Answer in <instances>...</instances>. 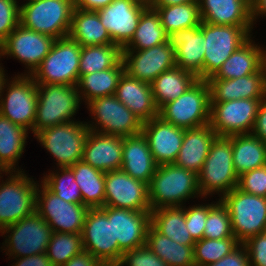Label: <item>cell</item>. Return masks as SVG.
<instances>
[{"mask_svg":"<svg viewBox=\"0 0 266 266\" xmlns=\"http://www.w3.org/2000/svg\"><path fill=\"white\" fill-rule=\"evenodd\" d=\"M148 190L151 210L180 207L184 200L200 195L198 174L175 163L160 165L152 176Z\"/></svg>","mask_w":266,"mask_h":266,"instance_id":"obj_1","label":"cell"},{"mask_svg":"<svg viewBox=\"0 0 266 266\" xmlns=\"http://www.w3.org/2000/svg\"><path fill=\"white\" fill-rule=\"evenodd\" d=\"M74 0H31L20 6V24L55 39L68 36Z\"/></svg>","mask_w":266,"mask_h":266,"instance_id":"obj_2","label":"cell"},{"mask_svg":"<svg viewBox=\"0 0 266 266\" xmlns=\"http://www.w3.org/2000/svg\"><path fill=\"white\" fill-rule=\"evenodd\" d=\"M82 46L69 36L54 41L50 52L30 75L37 85L77 86Z\"/></svg>","mask_w":266,"mask_h":266,"instance_id":"obj_3","label":"cell"},{"mask_svg":"<svg viewBox=\"0 0 266 266\" xmlns=\"http://www.w3.org/2000/svg\"><path fill=\"white\" fill-rule=\"evenodd\" d=\"M38 87V102L33 133L71 121L79 109L80 94L77 86L41 84Z\"/></svg>","mask_w":266,"mask_h":266,"instance_id":"obj_4","label":"cell"},{"mask_svg":"<svg viewBox=\"0 0 266 266\" xmlns=\"http://www.w3.org/2000/svg\"><path fill=\"white\" fill-rule=\"evenodd\" d=\"M232 135L217 136L213 141L201 171L198 173L200 195L221 192L224 196L238 184L233 166Z\"/></svg>","mask_w":266,"mask_h":266,"instance_id":"obj_5","label":"cell"},{"mask_svg":"<svg viewBox=\"0 0 266 266\" xmlns=\"http://www.w3.org/2000/svg\"><path fill=\"white\" fill-rule=\"evenodd\" d=\"M220 198L228 209L233 236L240 244L266 230V197L235 187Z\"/></svg>","mask_w":266,"mask_h":266,"instance_id":"obj_6","label":"cell"},{"mask_svg":"<svg viewBox=\"0 0 266 266\" xmlns=\"http://www.w3.org/2000/svg\"><path fill=\"white\" fill-rule=\"evenodd\" d=\"M200 30L205 39L203 80L212 77L230 57L250 38L252 27L213 25L201 21Z\"/></svg>","mask_w":266,"mask_h":266,"instance_id":"obj_7","label":"cell"},{"mask_svg":"<svg viewBox=\"0 0 266 266\" xmlns=\"http://www.w3.org/2000/svg\"><path fill=\"white\" fill-rule=\"evenodd\" d=\"M159 117L183 129L209 124L210 89L207 81H196L176 100L165 104L159 110Z\"/></svg>","mask_w":266,"mask_h":266,"instance_id":"obj_8","label":"cell"},{"mask_svg":"<svg viewBox=\"0 0 266 266\" xmlns=\"http://www.w3.org/2000/svg\"><path fill=\"white\" fill-rule=\"evenodd\" d=\"M10 172V178L0 185V231L36 212L38 185L22 170ZM23 172V173H22Z\"/></svg>","mask_w":266,"mask_h":266,"instance_id":"obj_9","label":"cell"},{"mask_svg":"<svg viewBox=\"0 0 266 266\" xmlns=\"http://www.w3.org/2000/svg\"><path fill=\"white\" fill-rule=\"evenodd\" d=\"M89 130L87 124L72 119L44 129L34 136L56 158L58 167L66 168L82 160Z\"/></svg>","mask_w":266,"mask_h":266,"instance_id":"obj_10","label":"cell"},{"mask_svg":"<svg viewBox=\"0 0 266 266\" xmlns=\"http://www.w3.org/2000/svg\"><path fill=\"white\" fill-rule=\"evenodd\" d=\"M87 104L96 124L101 127L100 130L97 125L95 127L86 123L91 131L123 138L142 132L143 123L141 120L115 95L99 97Z\"/></svg>","mask_w":266,"mask_h":266,"instance_id":"obj_11","label":"cell"},{"mask_svg":"<svg viewBox=\"0 0 266 266\" xmlns=\"http://www.w3.org/2000/svg\"><path fill=\"white\" fill-rule=\"evenodd\" d=\"M0 233H10L5 240L7 255L10 253L9 255H13L17 260L18 257L46 253L53 231L48 223L35 212L17 223L4 227Z\"/></svg>","mask_w":266,"mask_h":266,"instance_id":"obj_12","label":"cell"},{"mask_svg":"<svg viewBox=\"0 0 266 266\" xmlns=\"http://www.w3.org/2000/svg\"><path fill=\"white\" fill-rule=\"evenodd\" d=\"M81 234L84 251L104 266L118 264L119 245L114 241L113 218H108L102 208H89Z\"/></svg>","mask_w":266,"mask_h":266,"instance_id":"obj_13","label":"cell"},{"mask_svg":"<svg viewBox=\"0 0 266 266\" xmlns=\"http://www.w3.org/2000/svg\"><path fill=\"white\" fill-rule=\"evenodd\" d=\"M40 188L42 190L39 189L38 184L36 212L48 223L52 231L82 233L89 208L83 204L64 201L51 192L43 183Z\"/></svg>","mask_w":266,"mask_h":266,"instance_id":"obj_14","label":"cell"},{"mask_svg":"<svg viewBox=\"0 0 266 266\" xmlns=\"http://www.w3.org/2000/svg\"><path fill=\"white\" fill-rule=\"evenodd\" d=\"M262 100L210 102L209 124L218 136L250 134Z\"/></svg>","mask_w":266,"mask_h":266,"instance_id":"obj_15","label":"cell"},{"mask_svg":"<svg viewBox=\"0 0 266 266\" xmlns=\"http://www.w3.org/2000/svg\"><path fill=\"white\" fill-rule=\"evenodd\" d=\"M13 79L11 84L5 81L3 89L8 88L6 97L0 99V115L33 132L38 102L37 84L28 74L17 75Z\"/></svg>","mask_w":266,"mask_h":266,"instance_id":"obj_16","label":"cell"},{"mask_svg":"<svg viewBox=\"0 0 266 266\" xmlns=\"http://www.w3.org/2000/svg\"><path fill=\"white\" fill-rule=\"evenodd\" d=\"M104 206L151 211L148 184L134 179L122 169L105 173Z\"/></svg>","mask_w":266,"mask_h":266,"instance_id":"obj_17","label":"cell"},{"mask_svg":"<svg viewBox=\"0 0 266 266\" xmlns=\"http://www.w3.org/2000/svg\"><path fill=\"white\" fill-rule=\"evenodd\" d=\"M56 39L23 27L21 24L0 44V57L12 56L23 62L31 75L50 52Z\"/></svg>","mask_w":266,"mask_h":266,"instance_id":"obj_18","label":"cell"},{"mask_svg":"<svg viewBox=\"0 0 266 266\" xmlns=\"http://www.w3.org/2000/svg\"><path fill=\"white\" fill-rule=\"evenodd\" d=\"M122 61L125 73L149 84L176 66L175 50L168 42L145 50H123Z\"/></svg>","mask_w":266,"mask_h":266,"instance_id":"obj_19","label":"cell"},{"mask_svg":"<svg viewBox=\"0 0 266 266\" xmlns=\"http://www.w3.org/2000/svg\"><path fill=\"white\" fill-rule=\"evenodd\" d=\"M148 6L134 0H114L108 6L97 10L113 44L123 49L131 41L140 16Z\"/></svg>","mask_w":266,"mask_h":266,"instance_id":"obj_20","label":"cell"},{"mask_svg":"<svg viewBox=\"0 0 266 266\" xmlns=\"http://www.w3.org/2000/svg\"><path fill=\"white\" fill-rule=\"evenodd\" d=\"M108 218H113L114 241L119 245V261L122 253L146 245L148 228L151 225L150 211L103 206Z\"/></svg>","mask_w":266,"mask_h":266,"instance_id":"obj_21","label":"cell"},{"mask_svg":"<svg viewBox=\"0 0 266 266\" xmlns=\"http://www.w3.org/2000/svg\"><path fill=\"white\" fill-rule=\"evenodd\" d=\"M185 129L157 116L143 123L142 133L158 166L174 163L182 146Z\"/></svg>","mask_w":266,"mask_h":266,"instance_id":"obj_22","label":"cell"},{"mask_svg":"<svg viewBox=\"0 0 266 266\" xmlns=\"http://www.w3.org/2000/svg\"><path fill=\"white\" fill-rule=\"evenodd\" d=\"M168 44L175 50L176 66L203 80L205 39L200 26L168 34Z\"/></svg>","mask_w":266,"mask_h":266,"instance_id":"obj_23","label":"cell"},{"mask_svg":"<svg viewBox=\"0 0 266 266\" xmlns=\"http://www.w3.org/2000/svg\"><path fill=\"white\" fill-rule=\"evenodd\" d=\"M210 102H224L235 99L266 98V67L248 76L234 79H207Z\"/></svg>","mask_w":266,"mask_h":266,"instance_id":"obj_24","label":"cell"},{"mask_svg":"<svg viewBox=\"0 0 266 266\" xmlns=\"http://www.w3.org/2000/svg\"><path fill=\"white\" fill-rule=\"evenodd\" d=\"M123 137L89 130L82 161L104 173L121 169Z\"/></svg>","mask_w":266,"mask_h":266,"instance_id":"obj_25","label":"cell"},{"mask_svg":"<svg viewBox=\"0 0 266 266\" xmlns=\"http://www.w3.org/2000/svg\"><path fill=\"white\" fill-rule=\"evenodd\" d=\"M116 98L131 110L142 123L159 116L155 105L151 84L130 77L127 73L121 76L115 94Z\"/></svg>","mask_w":266,"mask_h":266,"instance_id":"obj_26","label":"cell"},{"mask_svg":"<svg viewBox=\"0 0 266 266\" xmlns=\"http://www.w3.org/2000/svg\"><path fill=\"white\" fill-rule=\"evenodd\" d=\"M201 21L213 25L252 27L250 0H199Z\"/></svg>","mask_w":266,"mask_h":266,"instance_id":"obj_27","label":"cell"},{"mask_svg":"<svg viewBox=\"0 0 266 266\" xmlns=\"http://www.w3.org/2000/svg\"><path fill=\"white\" fill-rule=\"evenodd\" d=\"M157 167L142 132L123 138L121 169L125 173L149 185Z\"/></svg>","mask_w":266,"mask_h":266,"instance_id":"obj_28","label":"cell"},{"mask_svg":"<svg viewBox=\"0 0 266 266\" xmlns=\"http://www.w3.org/2000/svg\"><path fill=\"white\" fill-rule=\"evenodd\" d=\"M217 136L210 124L185 129L182 146L174 163L198 174Z\"/></svg>","mask_w":266,"mask_h":266,"instance_id":"obj_29","label":"cell"},{"mask_svg":"<svg viewBox=\"0 0 266 266\" xmlns=\"http://www.w3.org/2000/svg\"><path fill=\"white\" fill-rule=\"evenodd\" d=\"M265 65V50L249 39L208 79H234L258 72Z\"/></svg>","mask_w":266,"mask_h":266,"instance_id":"obj_30","label":"cell"},{"mask_svg":"<svg viewBox=\"0 0 266 266\" xmlns=\"http://www.w3.org/2000/svg\"><path fill=\"white\" fill-rule=\"evenodd\" d=\"M68 36L82 47L113 44L97 11L74 8Z\"/></svg>","mask_w":266,"mask_h":266,"instance_id":"obj_31","label":"cell"},{"mask_svg":"<svg viewBox=\"0 0 266 266\" xmlns=\"http://www.w3.org/2000/svg\"><path fill=\"white\" fill-rule=\"evenodd\" d=\"M199 79L177 66L162 72L151 83L155 105L160 110L165 104L176 100Z\"/></svg>","mask_w":266,"mask_h":266,"instance_id":"obj_32","label":"cell"},{"mask_svg":"<svg viewBox=\"0 0 266 266\" xmlns=\"http://www.w3.org/2000/svg\"><path fill=\"white\" fill-rule=\"evenodd\" d=\"M232 151L238 177L266 165V143L251 133L232 135Z\"/></svg>","mask_w":266,"mask_h":266,"instance_id":"obj_33","label":"cell"},{"mask_svg":"<svg viewBox=\"0 0 266 266\" xmlns=\"http://www.w3.org/2000/svg\"><path fill=\"white\" fill-rule=\"evenodd\" d=\"M146 246L169 266H195L194 245H181L152 225L148 228Z\"/></svg>","mask_w":266,"mask_h":266,"instance_id":"obj_34","label":"cell"},{"mask_svg":"<svg viewBox=\"0 0 266 266\" xmlns=\"http://www.w3.org/2000/svg\"><path fill=\"white\" fill-rule=\"evenodd\" d=\"M69 168L79 185L83 205L88 208H102L105 203V173L82 160Z\"/></svg>","mask_w":266,"mask_h":266,"instance_id":"obj_35","label":"cell"},{"mask_svg":"<svg viewBox=\"0 0 266 266\" xmlns=\"http://www.w3.org/2000/svg\"><path fill=\"white\" fill-rule=\"evenodd\" d=\"M27 134L26 128L0 115V167L3 171L16 170L15 163L24 152Z\"/></svg>","mask_w":266,"mask_h":266,"instance_id":"obj_36","label":"cell"},{"mask_svg":"<svg viewBox=\"0 0 266 266\" xmlns=\"http://www.w3.org/2000/svg\"><path fill=\"white\" fill-rule=\"evenodd\" d=\"M151 225L162 235L181 245H194L195 241L186 228L185 209L162 207L150 211Z\"/></svg>","mask_w":266,"mask_h":266,"instance_id":"obj_37","label":"cell"},{"mask_svg":"<svg viewBox=\"0 0 266 266\" xmlns=\"http://www.w3.org/2000/svg\"><path fill=\"white\" fill-rule=\"evenodd\" d=\"M124 72V63L121 60L110 69L82 75L77 84L78 90L81 91L80 98L84 96L83 99L88 103L99 97L114 95Z\"/></svg>","mask_w":266,"mask_h":266,"instance_id":"obj_38","label":"cell"},{"mask_svg":"<svg viewBox=\"0 0 266 266\" xmlns=\"http://www.w3.org/2000/svg\"><path fill=\"white\" fill-rule=\"evenodd\" d=\"M158 12L150 5L142 12L131 41L123 50H145L167 42Z\"/></svg>","mask_w":266,"mask_h":266,"instance_id":"obj_39","label":"cell"},{"mask_svg":"<svg viewBox=\"0 0 266 266\" xmlns=\"http://www.w3.org/2000/svg\"><path fill=\"white\" fill-rule=\"evenodd\" d=\"M122 51L116 44L82 47L79 77L115 67L122 60Z\"/></svg>","mask_w":266,"mask_h":266,"instance_id":"obj_40","label":"cell"},{"mask_svg":"<svg viewBox=\"0 0 266 266\" xmlns=\"http://www.w3.org/2000/svg\"><path fill=\"white\" fill-rule=\"evenodd\" d=\"M152 8L158 12L167 35L174 31L199 26L201 23L198 2Z\"/></svg>","mask_w":266,"mask_h":266,"instance_id":"obj_41","label":"cell"},{"mask_svg":"<svg viewBox=\"0 0 266 266\" xmlns=\"http://www.w3.org/2000/svg\"><path fill=\"white\" fill-rule=\"evenodd\" d=\"M83 251L82 234L53 232L46 255L53 266H62Z\"/></svg>","mask_w":266,"mask_h":266,"instance_id":"obj_42","label":"cell"},{"mask_svg":"<svg viewBox=\"0 0 266 266\" xmlns=\"http://www.w3.org/2000/svg\"><path fill=\"white\" fill-rule=\"evenodd\" d=\"M240 243L235 237L225 239L202 238L194 243L195 266L215 263L230 254Z\"/></svg>","mask_w":266,"mask_h":266,"instance_id":"obj_43","label":"cell"},{"mask_svg":"<svg viewBox=\"0 0 266 266\" xmlns=\"http://www.w3.org/2000/svg\"><path fill=\"white\" fill-rule=\"evenodd\" d=\"M59 169L62 172L61 174L59 171L48 173L49 175L44 176L41 183L64 201L83 204L79 185L75 181L73 171L69 167Z\"/></svg>","mask_w":266,"mask_h":266,"instance_id":"obj_44","label":"cell"},{"mask_svg":"<svg viewBox=\"0 0 266 266\" xmlns=\"http://www.w3.org/2000/svg\"><path fill=\"white\" fill-rule=\"evenodd\" d=\"M233 236L231 219L226 206L219 201L208 212L203 238L225 239Z\"/></svg>","mask_w":266,"mask_h":266,"instance_id":"obj_45","label":"cell"},{"mask_svg":"<svg viewBox=\"0 0 266 266\" xmlns=\"http://www.w3.org/2000/svg\"><path fill=\"white\" fill-rule=\"evenodd\" d=\"M169 266L146 245L122 253L116 266Z\"/></svg>","mask_w":266,"mask_h":266,"instance_id":"obj_46","label":"cell"},{"mask_svg":"<svg viewBox=\"0 0 266 266\" xmlns=\"http://www.w3.org/2000/svg\"><path fill=\"white\" fill-rule=\"evenodd\" d=\"M20 24V6L16 0H0V44Z\"/></svg>","mask_w":266,"mask_h":266,"instance_id":"obj_47","label":"cell"},{"mask_svg":"<svg viewBox=\"0 0 266 266\" xmlns=\"http://www.w3.org/2000/svg\"><path fill=\"white\" fill-rule=\"evenodd\" d=\"M237 188L248 194L266 197V165L241 174Z\"/></svg>","mask_w":266,"mask_h":266,"instance_id":"obj_48","label":"cell"},{"mask_svg":"<svg viewBox=\"0 0 266 266\" xmlns=\"http://www.w3.org/2000/svg\"><path fill=\"white\" fill-rule=\"evenodd\" d=\"M213 205L206 204L185 209L186 228L195 242L203 238L206 218Z\"/></svg>","mask_w":266,"mask_h":266,"instance_id":"obj_49","label":"cell"},{"mask_svg":"<svg viewBox=\"0 0 266 266\" xmlns=\"http://www.w3.org/2000/svg\"><path fill=\"white\" fill-rule=\"evenodd\" d=\"M243 245L247 249L250 266H266V230L249 238Z\"/></svg>","mask_w":266,"mask_h":266,"instance_id":"obj_50","label":"cell"},{"mask_svg":"<svg viewBox=\"0 0 266 266\" xmlns=\"http://www.w3.org/2000/svg\"><path fill=\"white\" fill-rule=\"evenodd\" d=\"M206 266H250L247 249L243 244H240L230 254Z\"/></svg>","mask_w":266,"mask_h":266,"instance_id":"obj_51","label":"cell"},{"mask_svg":"<svg viewBox=\"0 0 266 266\" xmlns=\"http://www.w3.org/2000/svg\"><path fill=\"white\" fill-rule=\"evenodd\" d=\"M251 134L266 143V98L259 106Z\"/></svg>","mask_w":266,"mask_h":266,"instance_id":"obj_52","label":"cell"},{"mask_svg":"<svg viewBox=\"0 0 266 266\" xmlns=\"http://www.w3.org/2000/svg\"><path fill=\"white\" fill-rule=\"evenodd\" d=\"M62 266H104L98 259L93 257L89 252L82 251L80 254L73 256L67 263Z\"/></svg>","mask_w":266,"mask_h":266,"instance_id":"obj_53","label":"cell"},{"mask_svg":"<svg viewBox=\"0 0 266 266\" xmlns=\"http://www.w3.org/2000/svg\"><path fill=\"white\" fill-rule=\"evenodd\" d=\"M14 266H53L46 253L18 258Z\"/></svg>","mask_w":266,"mask_h":266,"instance_id":"obj_54","label":"cell"},{"mask_svg":"<svg viewBox=\"0 0 266 266\" xmlns=\"http://www.w3.org/2000/svg\"><path fill=\"white\" fill-rule=\"evenodd\" d=\"M114 0H74L75 8L81 10L97 11L108 6Z\"/></svg>","mask_w":266,"mask_h":266,"instance_id":"obj_55","label":"cell"},{"mask_svg":"<svg viewBox=\"0 0 266 266\" xmlns=\"http://www.w3.org/2000/svg\"><path fill=\"white\" fill-rule=\"evenodd\" d=\"M258 15L266 16V0H251L252 22L257 19Z\"/></svg>","mask_w":266,"mask_h":266,"instance_id":"obj_56","label":"cell"},{"mask_svg":"<svg viewBox=\"0 0 266 266\" xmlns=\"http://www.w3.org/2000/svg\"><path fill=\"white\" fill-rule=\"evenodd\" d=\"M192 2H199V0H151L150 6L151 7H165V6H172V5H182Z\"/></svg>","mask_w":266,"mask_h":266,"instance_id":"obj_57","label":"cell"},{"mask_svg":"<svg viewBox=\"0 0 266 266\" xmlns=\"http://www.w3.org/2000/svg\"><path fill=\"white\" fill-rule=\"evenodd\" d=\"M5 78L6 77H5L4 69L0 66V99H1V97L3 95L2 91L4 92L3 87L5 86L4 85L5 81L7 80Z\"/></svg>","mask_w":266,"mask_h":266,"instance_id":"obj_58","label":"cell"},{"mask_svg":"<svg viewBox=\"0 0 266 266\" xmlns=\"http://www.w3.org/2000/svg\"><path fill=\"white\" fill-rule=\"evenodd\" d=\"M135 2L150 5L151 0H134Z\"/></svg>","mask_w":266,"mask_h":266,"instance_id":"obj_59","label":"cell"},{"mask_svg":"<svg viewBox=\"0 0 266 266\" xmlns=\"http://www.w3.org/2000/svg\"><path fill=\"white\" fill-rule=\"evenodd\" d=\"M265 67H266V51H265Z\"/></svg>","mask_w":266,"mask_h":266,"instance_id":"obj_60","label":"cell"}]
</instances>
